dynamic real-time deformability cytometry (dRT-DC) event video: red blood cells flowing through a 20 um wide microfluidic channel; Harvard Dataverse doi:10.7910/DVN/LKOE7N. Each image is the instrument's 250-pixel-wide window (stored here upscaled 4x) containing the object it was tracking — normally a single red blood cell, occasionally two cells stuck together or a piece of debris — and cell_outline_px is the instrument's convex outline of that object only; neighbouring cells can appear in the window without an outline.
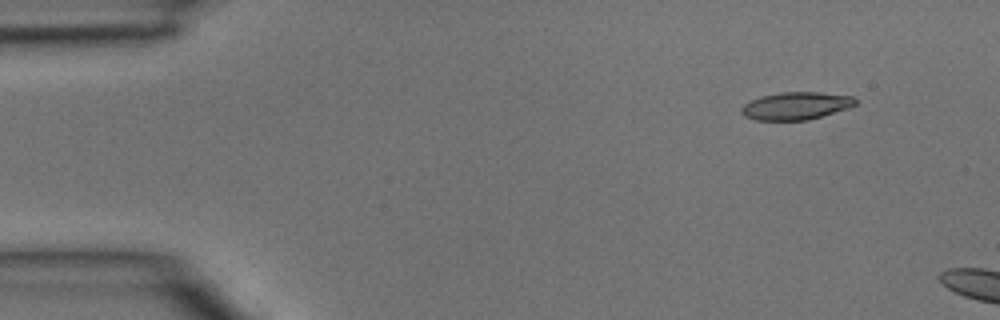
{"species": "common noctule bat (a hibernating species)", "species_latin": "Nyctalus noctula", "temperature_condition": "room temperature", "stored_images_in_passage": 3, "camera_frame_rate_fps": 3000, "um_per_image_px": 0.085, "animal": {"sex": "male", "body_mass_g": 15.6}, "frame": {"image": 1, "passage_image": 1, "time_ms": 0.0, "image_size_px": [1000, 320], "cell_outline_px": [[856, 104], [848, 108], [808, 120], [756, 120], [744, 116], [740, 112], [740, 108], [744, 104], [760, 96], [780, 92], [820, 92], [852, 96], [856, 100]], "centroid_in_image_um": [67.63, 8.99], "position_along_channel_um": 17.4, "area_um2": 18.32}}